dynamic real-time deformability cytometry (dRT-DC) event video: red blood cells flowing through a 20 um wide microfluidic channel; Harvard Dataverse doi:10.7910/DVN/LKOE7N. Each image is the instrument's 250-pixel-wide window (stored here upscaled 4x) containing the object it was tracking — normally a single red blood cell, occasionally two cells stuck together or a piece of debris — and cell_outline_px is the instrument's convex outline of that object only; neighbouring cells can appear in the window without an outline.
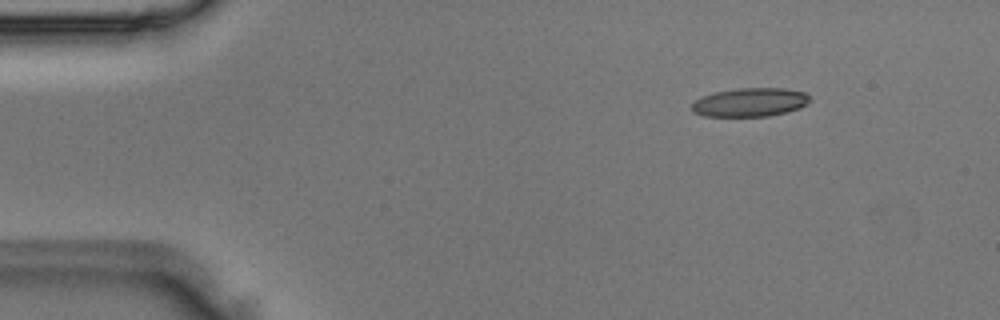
{"species": "Egyptian fruit bat (a non-hibernating species)", "species_latin": "Rousettus aegyptiacus", "temperature_condition": "room temperature", "stored_images_in_passage": 2, "camera_frame_rate_fps": 3000, "um_per_image_px": 0.085, "animal": {"sex": "male"}, "frame": {"image": 1, "passage_image": 1, "time_ms": 0.0, "image_size_px": [1000, 320], "cell_outline_px": [[812, 100], [800, 108], [768, 116], [704, 116], [692, 112], [692, 104], [700, 96], [716, 92], [740, 88], [784, 88], [804, 92]], "centroid_in_image_um": [63.74, 8.69], "position_along_channel_um": 21.3, "area_um2": 19.65}}